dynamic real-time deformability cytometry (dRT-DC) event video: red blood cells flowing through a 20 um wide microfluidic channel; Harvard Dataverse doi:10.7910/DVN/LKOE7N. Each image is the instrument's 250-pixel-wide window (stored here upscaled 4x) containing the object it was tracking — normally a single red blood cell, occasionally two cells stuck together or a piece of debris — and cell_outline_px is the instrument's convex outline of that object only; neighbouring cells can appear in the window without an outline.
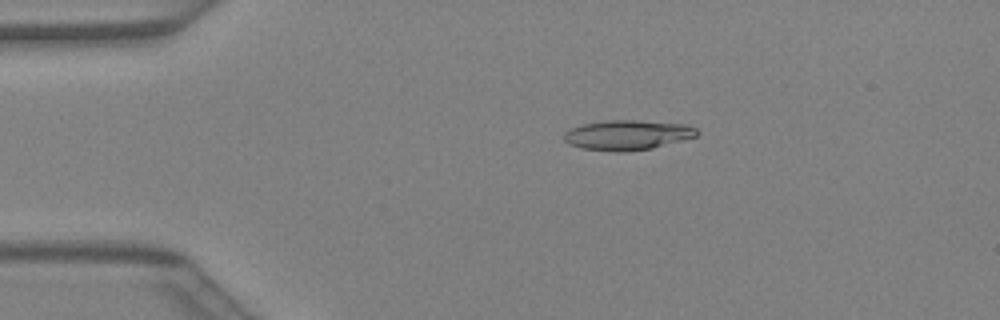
{"species": "Egyptian fruit bat (a non-hibernating species)", "species_latin": "Rousettus aegyptiacus", "temperature_condition": "warm", "stored_images_in_passage": 41, "camera_frame_rate_fps": 3000, "um_per_image_px": 0.085, "animal": {"sex": "female"}, "frame": {"image": 1, "passage_image": 8, "time_ms": 2.333, "image_size_px": [1000, 320], "cell_outline_px": [[700, 132], [696, 136], [652, 148], [624, 152], [616, 152], [580, 148], [568, 144], [564, 140], [564, 132], [580, 124], [604, 120], [636, 120], [684, 124], [696, 128]], "centroid_in_image_um": [53.29, 11.47], "position_along_channel_um": 31.7, "area_um2": 23.24}}
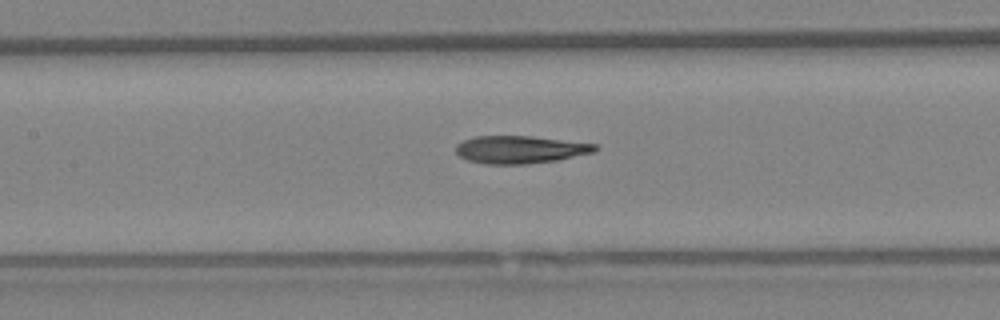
{"frame": {"image": 2, "passage_image": 19, "time_ms": 6.0, "image_size_px": [1000, 320], "cell_outline_px": [[600, 148], [592, 152], [556, 160], [524, 164], [484, 164], [468, 160], [460, 156], [456, 152], [456, 144], [464, 140], [476, 136], [532, 136], [596, 144]], "centroid_in_image_um": [44.18, 12.71], "position_along_channel_um": 163.2, "area_um2": 22.25}}
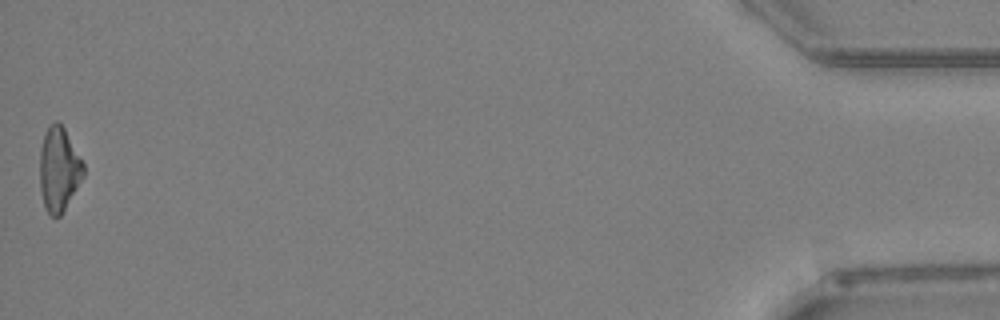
{"frame": {"image": 3, "passage_image": 41, "time_ms": 13.333, "image_size_px": [1000, 320], "cell_outline_px": [[84, 176], [60, 216], [52, 216], [48, 212], [44, 204], [40, 188], [40, 148], [44, 132], [56, 120], [64, 128], [84, 164]], "centroid_in_image_um": [5.0, 14.38], "position_along_channel_um": 430.2, "area_um2": 21.1}}